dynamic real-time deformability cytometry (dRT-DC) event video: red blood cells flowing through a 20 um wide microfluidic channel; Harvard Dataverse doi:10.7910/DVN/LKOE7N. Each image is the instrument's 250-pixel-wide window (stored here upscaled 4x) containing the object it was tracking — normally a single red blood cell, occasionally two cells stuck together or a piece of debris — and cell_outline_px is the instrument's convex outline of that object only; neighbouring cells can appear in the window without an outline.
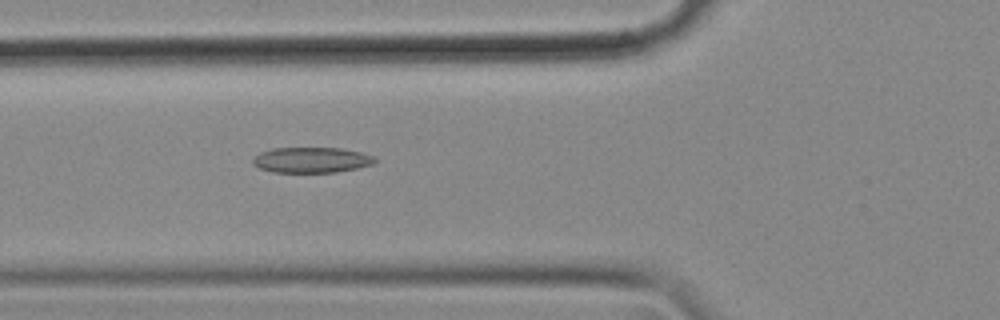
{"species": "common noctule bat (a hibernating species)", "species_latin": "Nyctalus noctula", "temperature_condition": "cold", "stored_images_in_passage": 53, "camera_frame_rate_fps": 3000, "um_per_image_px": 0.085, "animal": {"sex": "female", "body_mass_g": 18.4}, "frame": {"image": 1, "passage_image": 17, "time_ms": 5.333, "image_size_px": [1000, 320], "cell_outline_px": [[376, 160], [372, 164], [356, 168], [336, 172], [272, 172], [260, 168], [252, 164], [252, 156], [260, 152], [272, 148], [340, 148], [360, 152], [372, 156]], "centroid_in_image_um": [26.4, 13.59], "position_along_channel_um": 99.4, "area_um2": 18.09}}
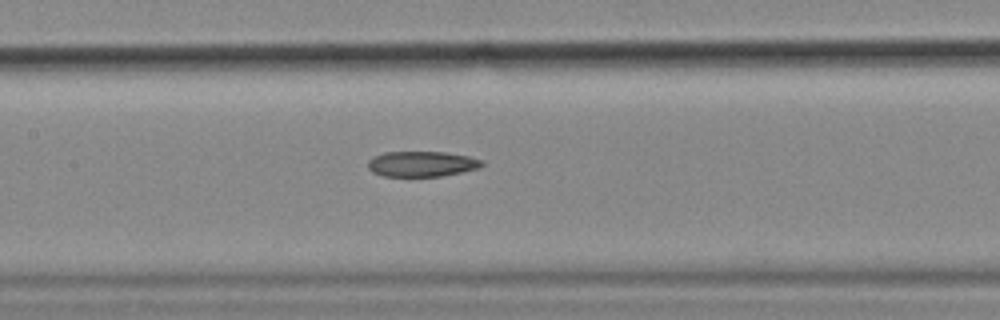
{"frame": {"image": 2, "passage_image": 23, "time_ms": 7.333, "image_size_px": [1000, 320], "cell_outline_px": [[484, 164], [480, 168], [440, 176], [384, 176], [372, 172], [368, 168], [368, 160], [384, 152], [444, 152], [468, 156], [484, 160]], "centroid_in_image_um": [35.87, 13.93], "position_along_channel_um": 171.5, "area_um2": 16.82}}
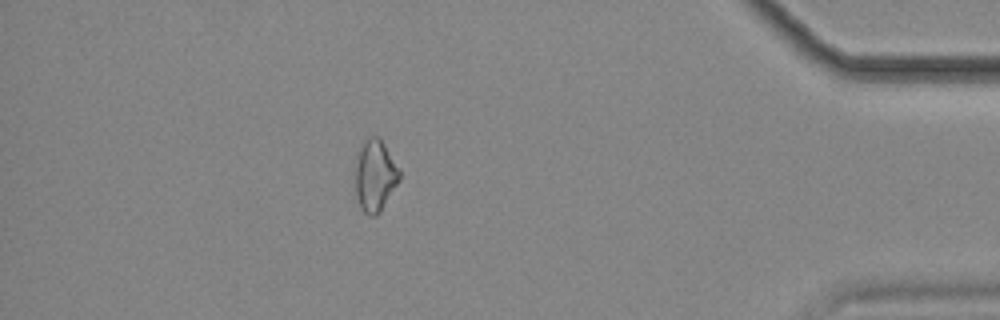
{"frame": {"image": 3, "passage_image": 46, "time_ms": 15.0, "image_size_px": [1000, 320], "cell_outline_px": [[400, 180], [380, 212], [376, 216], [368, 216], [360, 208], [356, 196], [356, 156], [360, 144], [368, 136], [380, 136], [400, 168]], "centroid_in_image_um": [31.89, 14.89], "position_along_channel_um": 403.3, "area_um2": 18.9}, "authors_computed_cell_mechanics": {"area_um2": 18.207, "velocity_mm_per_s": 3.5945, "shape_relaxation_time_tau1_ms": null, "shape_relaxation_time_tau2_ms": 7.6782, "deformation_change_tau1": null, "deformation_change_tau2": 0.1648}}